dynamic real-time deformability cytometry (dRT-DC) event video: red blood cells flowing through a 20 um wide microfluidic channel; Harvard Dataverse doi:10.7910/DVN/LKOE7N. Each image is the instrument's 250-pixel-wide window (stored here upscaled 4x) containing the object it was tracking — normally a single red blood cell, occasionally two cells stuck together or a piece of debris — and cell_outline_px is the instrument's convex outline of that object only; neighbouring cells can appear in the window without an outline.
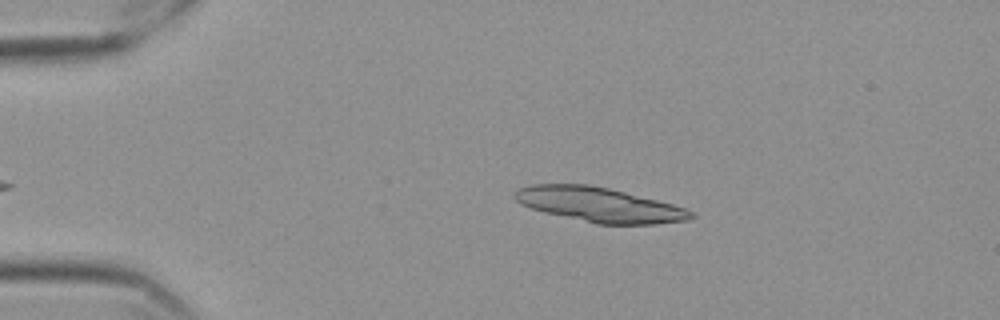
{"species": "Egyptian fruit bat (a non-hibernating species)", "species_latin": "Rousettus aegyptiacus", "temperature_condition": "cold", "stored_images_in_passage": 43, "segment_of_instrument_passage": [1, 2], "camera_frame_rate_fps": 3000, "um_per_image_px": 0.085, "frame": {"image": 1, "passage_image": 5, "time_ms": 1.333, "image_size_px": [1000, 320], "cell_outline_px": [[696, 216], [688, 220], [656, 224], [596, 224], [544, 212], [520, 204], [512, 196], [512, 192], [516, 188], [532, 184], [588, 184], [608, 188], [672, 204], [684, 208], [692, 212]], "centroid_in_image_um": [50.88, 17.4], "position_along_channel_um": 34.1, "area_um2": 35.43}}